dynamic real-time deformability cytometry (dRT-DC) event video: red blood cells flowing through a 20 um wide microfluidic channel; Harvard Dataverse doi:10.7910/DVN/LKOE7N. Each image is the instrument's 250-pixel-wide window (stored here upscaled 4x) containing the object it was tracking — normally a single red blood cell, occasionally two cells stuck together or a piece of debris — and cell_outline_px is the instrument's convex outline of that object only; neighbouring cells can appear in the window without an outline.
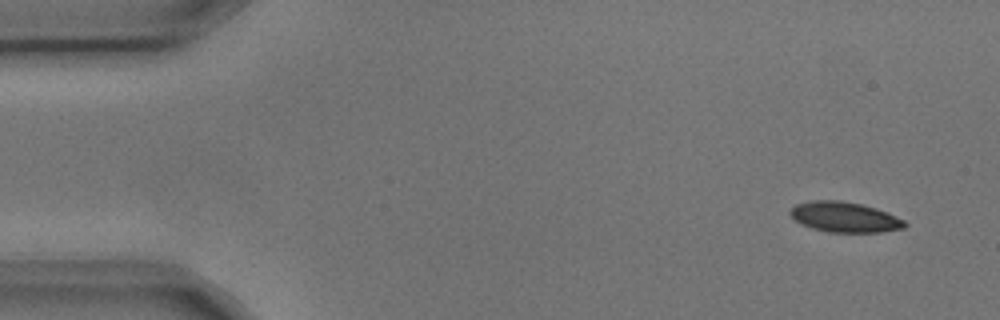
{"species": "common noctule bat (a hibernating species)", "species_latin": "Nyctalus noctula", "temperature_condition": "cold", "stored_images_in_passage": 4, "camera_frame_rate_fps": 3000, "um_per_image_px": 0.085, "animal": {"sex": "male", "body_mass_g": 17.9, "forearm_length_mm": 54.2}, "frame": {"image": 1, "passage_image": 1, "time_ms": 0.0, "image_size_px": [1000, 320], "cell_outline_px": [[908, 224], [904, 228], [880, 232], [828, 232], [812, 228], [800, 224], [788, 212], [796, 204], [812, 200], [840, 200], [860, 204], [876, 208], [888, 212], [904, 220]], "centroid_in_image_um": [71.8, 18.45], "position_along_channel_um": 13.2, "area_um2": 20.23}}
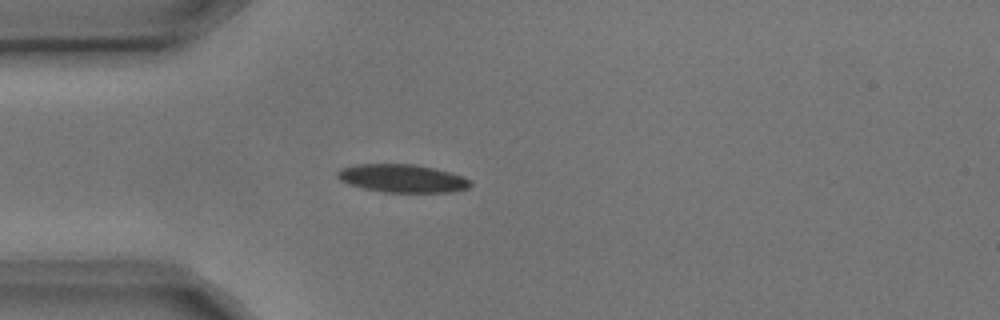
{"frame": {"image": 2, "passage_image": 4, "time_ms": 1.0, "image_size_px": [1000, 320], "cell_outline_px": [[472, 184], [468, 188], [452, 192], [384, 192], [364, 188], [340, 180], [336, 176], [336, 172], [340, 168], [356, 164], [416, 164], [464, 176], [472, 180]], "centroid_in_image_um": [34.21, 15.16], "position_along_channel_um": 50.8, "area_um2": 21.73}}